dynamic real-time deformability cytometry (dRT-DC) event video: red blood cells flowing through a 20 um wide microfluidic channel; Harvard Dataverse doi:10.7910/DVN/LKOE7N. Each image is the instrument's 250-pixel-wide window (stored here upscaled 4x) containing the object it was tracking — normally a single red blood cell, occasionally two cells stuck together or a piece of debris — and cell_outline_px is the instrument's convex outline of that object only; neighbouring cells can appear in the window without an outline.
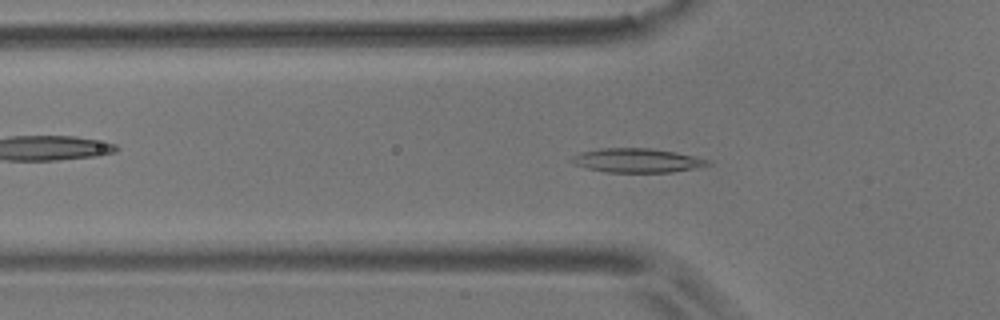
{"species": "common noctule bat (a hibernating species)", "species_latin": "Nyctalus noctula", "temperature_condition": "room temperature", "stored_images_in_passage": 51, "camera_frame_rate_fps": 3000, "um_per_image_px": 0.085, "animal": {"sex": "male", "body_mass_g": 17.9}, "frame": {"image": 1, "passage_image": 15, "time_ms": 4.667, "image_size_px": [1000, 320], "cell_outline_px": [[712, 164], [672, 172], [608, 172], [588, 168], [572, 164], [572, 156], [580, 152], [600, 148], [648, 148], [676, 152], [708, 160]], "centroid_in_image_um": [54.1, 13.63], "position_along_channel_um": 71.7, "area_um2": 18.84}}
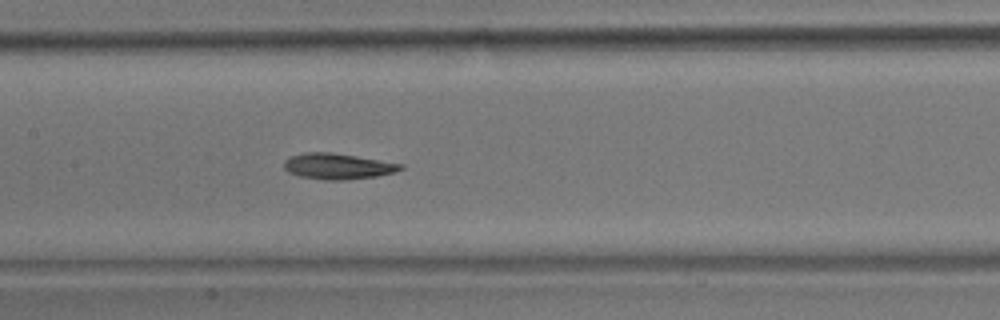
{"frame": {"image": 2, "passage_image": 24, "time_ms": 7.667, "image_size_px": [1000, 320], "cell_outline_px": [[404, 168], [396, 172], [376, 176], [344, 180], [324, 180], [300, 176], [288, 172], [284, 168], [284, 160], [292, 156], [304, 152], [332, 152], [404, 164]], "centroid_in_image_um": [28.71, 14.13], "position_along_channel_um": 178.7, "area_um2": 17.57}}
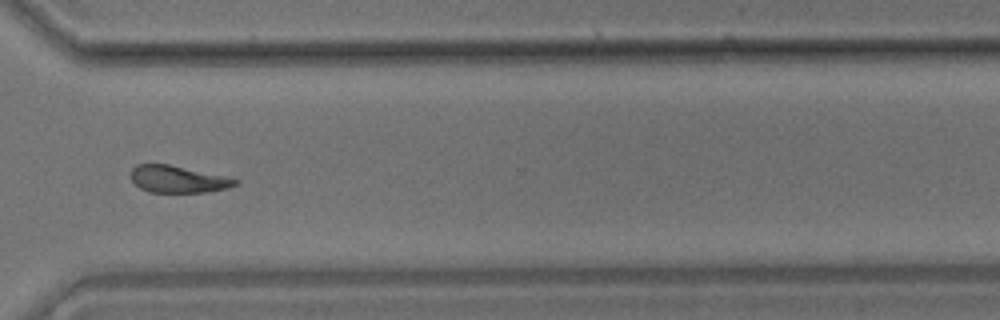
{"frame": {"image": 3, "passage_image": 39, "time_ms": 12.667, "image_size_px": [1000, 320], "cell_outline_px": [[240, 184], [228, 188], [204, 192], [148, 192], [140, 188], [132, 180], [132, 168], [136, 164], [168, 164], [224, 176], [240, 180]], "centroid_in_image_um": [15.14, 15.24], "position_along_channel_um": 355.5, "area_um2": 16.3}, "authors_computed_cell_mechanics": {"area_um2": 17.629, "velocity_mm_per_s": 3.5475, "shape_relaxation_time_tau1_ms": 6.9058, "shape_relaxation_time_tau2_ms": 11.3414, "deformation_change_tau1": 0.1847, "deformation_change_tau2": 0.205}}